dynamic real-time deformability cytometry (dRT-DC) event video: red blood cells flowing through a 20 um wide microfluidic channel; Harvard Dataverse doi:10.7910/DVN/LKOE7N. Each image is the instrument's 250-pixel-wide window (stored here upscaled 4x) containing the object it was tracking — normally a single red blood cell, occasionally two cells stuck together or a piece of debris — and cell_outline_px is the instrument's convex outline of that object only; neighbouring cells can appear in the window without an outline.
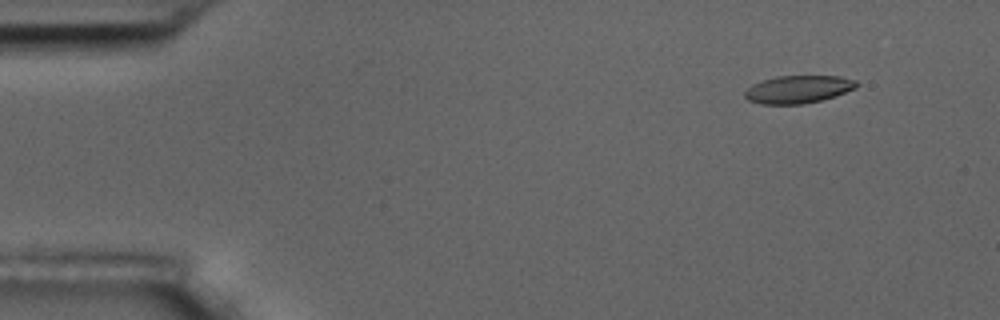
{"species": "common noctule bat (a hibernating species)", "species_latin": "Nyctalus noctula", "temperature_condition": "room temperature", "stored_images_in_passage": 10, "camera_frame_rate_fps": 3000, "um_per_image_px": 0.085, "animal": {"sex": "male", "body_mass_g": 17.5, "forearm_length_mm": 52.3}, "frame": {"image": 1, "passage_image": 2, "time_ms": 1.0, "image_size_px": [1000, 320], "cell_outline_px": [[860, 84], [856, 88], [836, 96], [804, 104], [760, 104], [748, 100], [744, 96], [744, 92], [752, 84], [776, 76], [840, 76], [856, 80]], "centroid_in_image_um": [67.87, 7.59], "position_along_channel_um": 17.1, "area_um2": 18.15}}
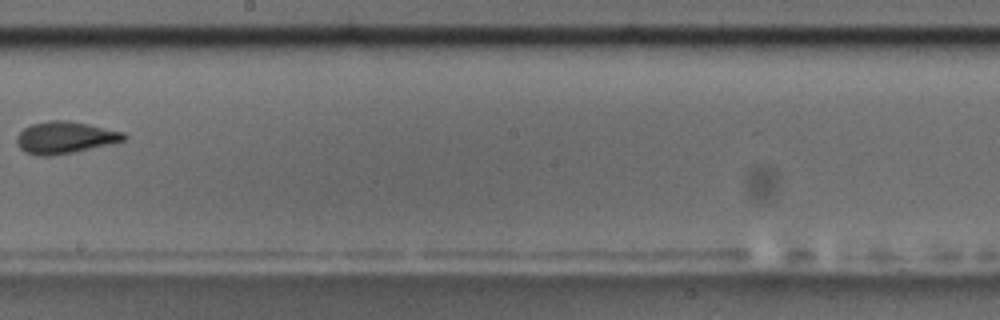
{"frame": {"image": 2, "passage_image": 9, "time_ms": 10.0, "image_size_px": [1000, 320], "cell_outline_px": [[128, 136], [124, 140], [112, 144], [72, 152], [48, 156], [36, 156], [24, 152], [16, 144], [16, 136], [24, 128], [32, 124], [48, 120], [68, 120], [88, 124], [124, 132]], "centroid_in_image_um": [5.5, 11.69], "position_along_channel_um": 242.7, "area_um2": 20.06}}
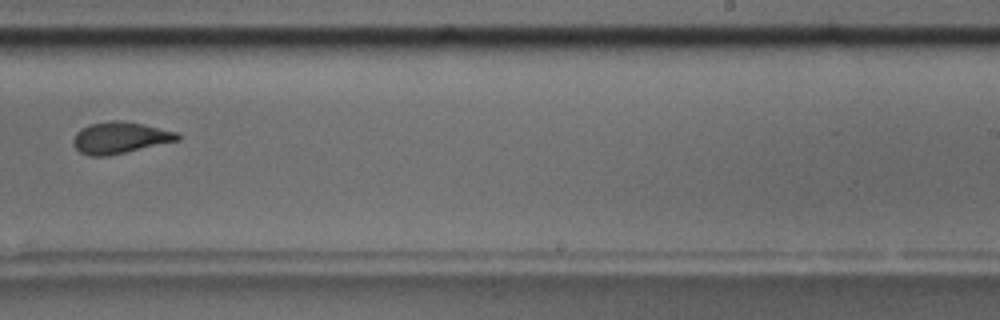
{"frame": {"image": 3, "passage_image": 10, "time_ms": 11.0, "image_size_px": [1000, 320], "cell_outline_px": [[180, 140], [108, 156], [88, 156], [80, 152], [72, 144], [72, 140], [76, 132], [80, 128], [92, 124], [112, 120], [124, 120], [176, 132], [180, 136]], "centroid_in_image_um": [10.16, 11.71], "position_along_channel_um": 278.8, "area_um2": 19.13}}